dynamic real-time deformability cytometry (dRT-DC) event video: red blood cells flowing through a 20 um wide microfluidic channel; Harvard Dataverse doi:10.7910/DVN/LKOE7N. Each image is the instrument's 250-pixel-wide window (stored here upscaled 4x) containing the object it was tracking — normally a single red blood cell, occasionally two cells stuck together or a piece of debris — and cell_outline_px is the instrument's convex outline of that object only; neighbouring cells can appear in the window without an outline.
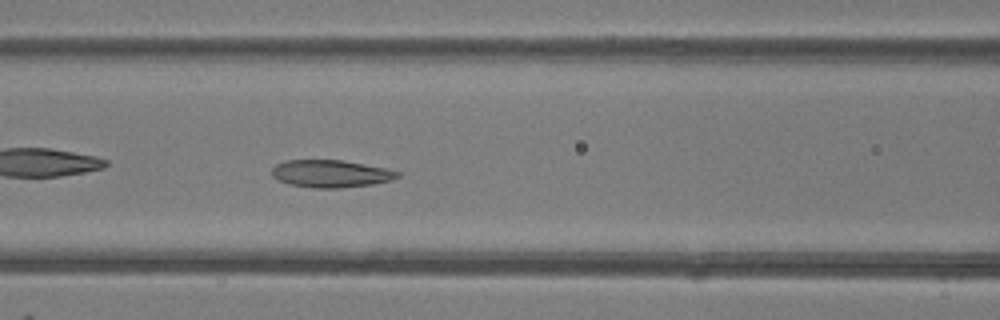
{"species": "common noctule bat (a hibernating species)", "species_latin": "Nyctalus noctula", "temperature_condition": "room temperature", "stored_images_in_passage": 49, "camera_frame_rate_fps": 3000, "um_per_image_px": 0.085, "animal": {"sex": "female"}, "frame": {"image": 1, "passage_image": 21, "time_ms": 6.667, "image_size_px": [1000, 320], "cell_outline_px": [[400, 176], [392, 180], [372, 184], [340, 188], [312, 188], [292, 184], [280, 180], [272, 176], [272, 168], [276, 164], [288, 160], [340, 160], [384, 168], [400, 172]], "centroid_in_image_um": [28.12, 14.76], "position_along_channel_um": 138.5, "area_um2": 19.83}}
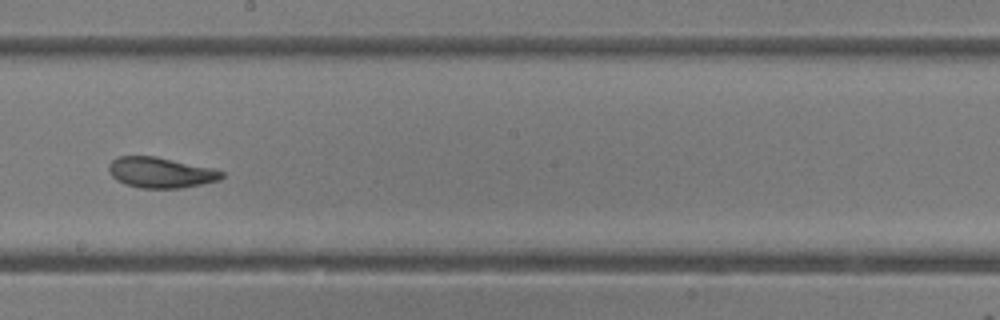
{"frame": {"image": 2, "passage_image": 28, "time_ms": 9.0, "image_size_px": [1000, 320], "cell_outline_px": [[224, 176], [220, 180], [180, 188], [140, 188], [124, 184], [116, 180], [108, 172], [108, 164], [116, 156], [156, 156], [212, 168], [224, 172]], "centroid_in_image_um": [13.61, 14.66], "position_along_channel_um": 234.6, "area_um2": 20.23}}
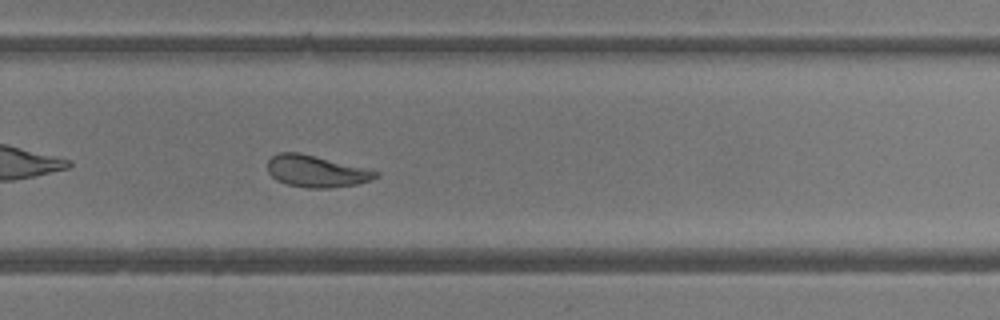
{"frame": {"image": 3, "passage_image": 33, "time_ms": 10.667, "image_size_px": [1000, 320], "cell_outline_px": [[380, 176], [372, 180], [356, 184], [332, 188], [304, 188], [288, 184], [276, 180], [268, 172], [268, 160], [272, 156], [280, 152], [300, 152], [380, 172]], "centroid_in_image_um": [26.88, 14.56], "position_along_channel_um": 302.9, "area_um2": 20.0}, "authors_computed_cell_mechanics": {"area_um2": 22.4842, "velocity_mm_per_s": 4.1252, "shape_relaxation_time_tau1_ms": 5.637, "shape_relaxation_time_tau2_ms": 2.5004, "deformation_change_tau1": 0.1543, "deformation_change_tau2": 0.0828}}